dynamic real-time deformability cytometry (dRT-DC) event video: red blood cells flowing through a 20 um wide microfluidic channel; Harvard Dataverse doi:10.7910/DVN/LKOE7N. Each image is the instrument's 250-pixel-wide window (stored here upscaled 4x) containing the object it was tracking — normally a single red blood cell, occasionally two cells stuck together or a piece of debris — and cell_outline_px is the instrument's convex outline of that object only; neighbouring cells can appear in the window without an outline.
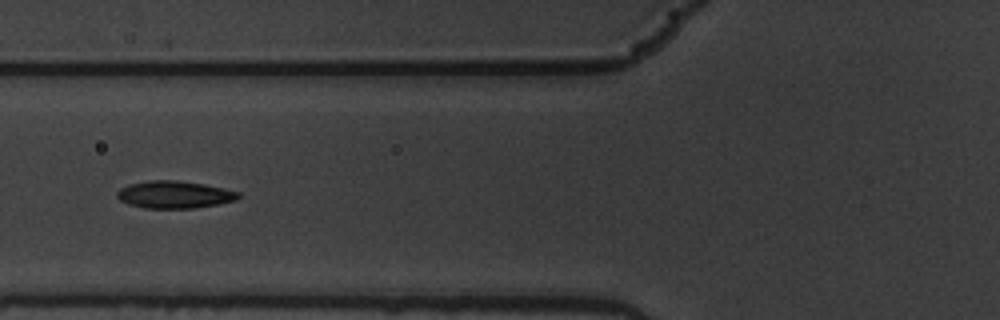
{"species": "common noctule bat (a hibernating species)", "species_latin": "Nyctalus noctula", "temperature_condition": "warm", "stored_images_in_passage": 16, "camera_frame_rate_fps": 3000, "um_per_image_px": 0.085, "animal": {"sex": "male", "body_mass_g": 19.5, "forearm_length_mm": 54.6}, "frame": {"image": 1, "passage_image": 7, "time_ms": 2.0, "image_size_px": [1000, 320], "cell_outline_px": [[240, 196], [236, 200], [196, 208], [144, 208], [128, 204], [120, 200], [116, 196], [116, 192], [120, 188], [128, 184], [148, 180], [176, 180], [204, 184], [240, 192]], "centroid_in_image_um": [14.79, 16.54], "position_along_channel_um": 111.0, "area_um2": 19.36}}
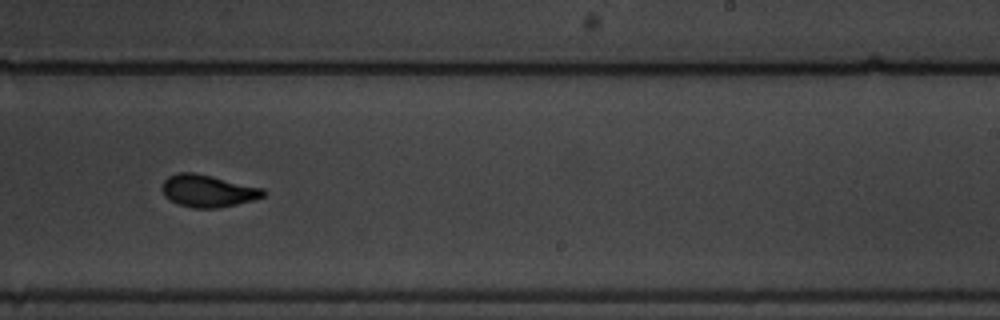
{"frame": {"image": 2, "passage_image": 11, "time_ms": 3.333, "image_size_px": [1000, 320], "cell_outline_px": [[264, 196], [252, 200], [236, 204], [216, 208], [192, 208], [176, 204], [164, 196], [160, 188], [164, 180], [168, 176], [176, 172], [192, 172], [212, 176], [264, 188]], "centroid_in_image_um": [17.61, 16.22], "position_along_channel_um": 271.4, "area_um2": 19.13}}
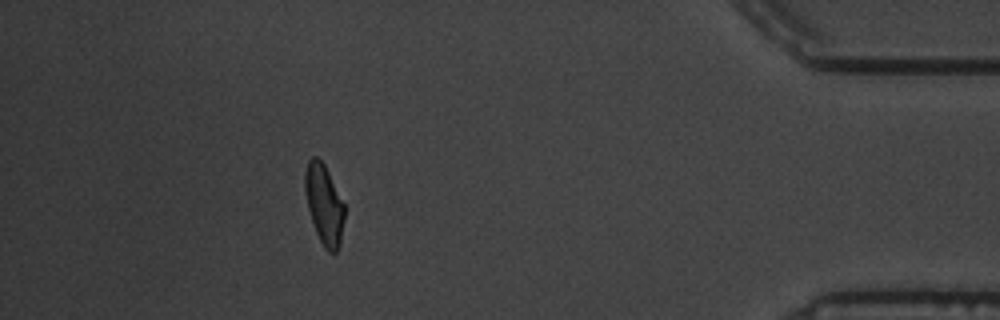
{"frame": {"image": 3, "passage_image": 15, "time_ms": 4.667, "image_size_px": [1000, 320], "cell_outline_px": [[344, 220], [340, 240], [336, 252], [328, 252], [324, 248], [316, 232], [308, 208], [304, 188], [304, 172], [308, 160], [312, 156], [316, 156], [324, 164], [344, 204]], "centroid_in_image_um": [27.53, 17.35], "position_along_channel_um": 407.7, "area_um2": 18.15}}